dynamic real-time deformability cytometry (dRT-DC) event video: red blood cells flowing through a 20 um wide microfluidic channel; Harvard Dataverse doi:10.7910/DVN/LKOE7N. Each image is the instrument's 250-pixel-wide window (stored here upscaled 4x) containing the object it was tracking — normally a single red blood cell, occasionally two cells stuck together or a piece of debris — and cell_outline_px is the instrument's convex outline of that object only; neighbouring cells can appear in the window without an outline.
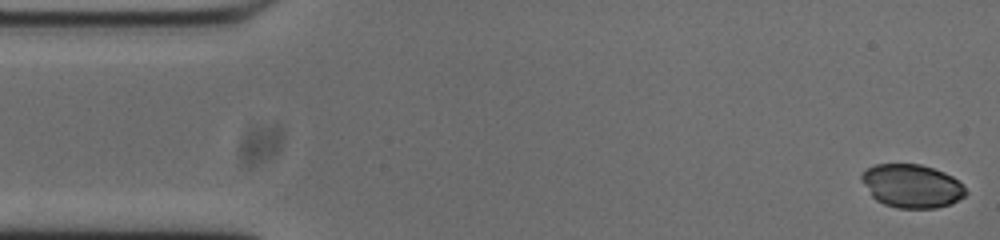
{"species": "common noctule bat (a hibernating species)", "species_latin": "Nyctalus noctula", "temperature_condition": "cold", "stored_images_in_passage": 15, "camera_frame_rate_fps": 3000, "um_per_image_px": 0.085, "animal": {"sex": "male", "body_mass_g": 20.0, "forearm_length_mm": 53.3}, "frame": {"image": 1, "passage_image": 1, "time_ms": 0.0, "image_size_px": [1000, 240], "cell_outline_px": [[968, 192], [964, 196], [952, 204], [936, 208], [896, 208], [884, 204], [876, 200], [872, 196], [860, 180], [860, 172], [876, 164], [920, 164], [944, 172], [952, 176]], "centroid_in_image_um": [77.47, 15.81], "position_along_channel_um": 7.5, "area_um2": 26.41}}
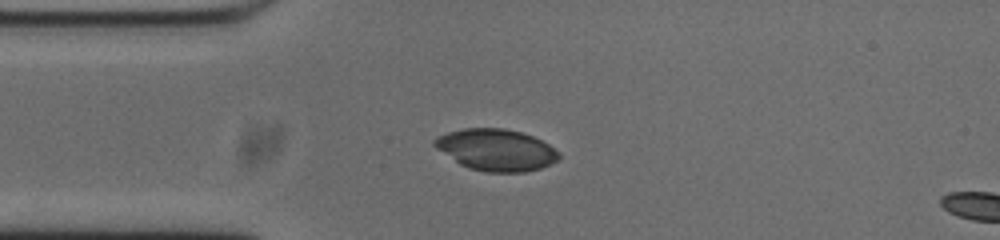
{"frame": {"image": 2, "passage_image": 12, "time_ms": 3.667, "image_size_px": [1000, 240], "cell_outline_px": [[560, 160], [540, 168], [524, 172], [484, 172], [468, 168], [460, 164], [436, 148], [432, 144], [432, 140], [436, 136], [448, 132], [464, 128], [504, 128], [520, 132], [532, 136], [548, 144], [560, 156]], "centroid_in_image_um": [42.13, 12.74], "position_along_channel_um": 42.9, "area_um2": 30.11}}